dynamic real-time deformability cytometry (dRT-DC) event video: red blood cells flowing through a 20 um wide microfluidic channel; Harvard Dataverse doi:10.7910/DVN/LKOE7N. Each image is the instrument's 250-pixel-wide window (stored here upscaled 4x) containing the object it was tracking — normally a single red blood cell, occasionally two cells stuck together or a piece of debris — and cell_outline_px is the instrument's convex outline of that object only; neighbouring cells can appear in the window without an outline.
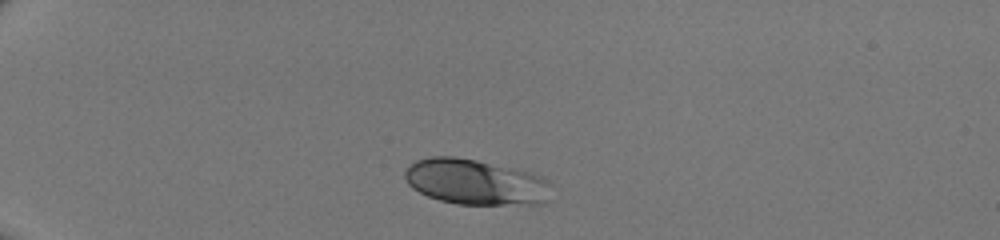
{"species": "human", "species_latin": "Homo sapiens", "temperature_condition": "room temperature", "stored_images_in_passage": 32, "camera_frame_rate_fps": 3000, "um_per_image_px": 0.085, "donor": {"sex": "male"}, "frame": {"image": 1, "passage_image": 1, "time_ms": 0.0, "image_size_px": [1000, 240], "cell_outline_px": [[552, 184], [548, 200], [540, 204], [456, 204], [440, 200], [428, 196], [412, 188], [408, 184], [404, 176], [404, 172], [416, 160], [432, 156], [456, 156], [476, 160], [528, 172], [540, 176], [548, 180]], "centroid_in_image_um": [40.42, 15.47], "position_along_channel_um": 44.6, "area_um2": 38.78}}
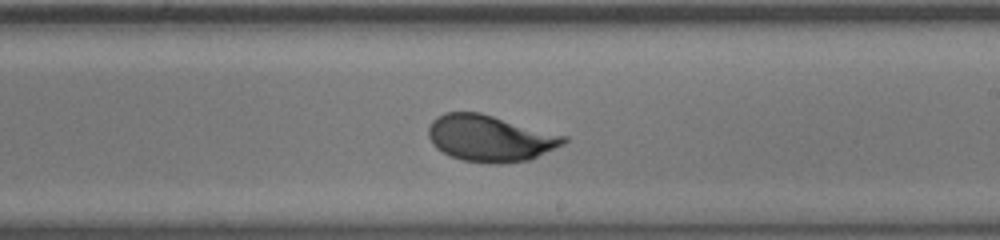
{"frame": {"image": 2, "passage_image": 19, "time_ms": 6.0, "image_size_px": [1000, 240], "cell_outline_px": [[568, 140], [564, 144], [528, 160], [500, 164], [488, 164], [464, 160], [452, 156], [436, 148], [432, 144], [428, 136], [428, 128], [432, 120], [436, 116], [444, 112], [480, 112], [568, 136]], "centroid_in_image_um": [41.65, 11.74], "position_along_channel_um": 247.4, "area_um2": 36.7}}
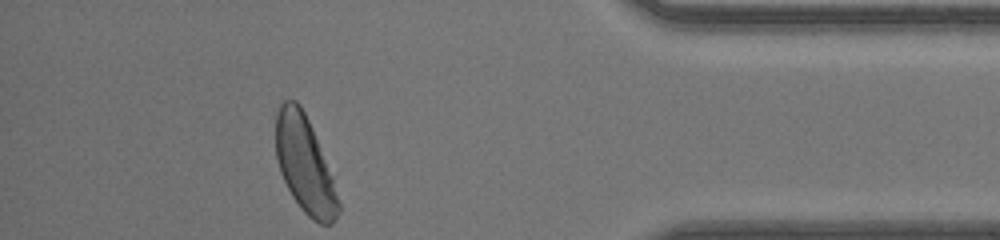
{"frame": {"image": 3, "passage_image": 32, "time_ms": 10.333, "image_size_px": [1000, 240], "cell_outline_px": [[340, 212], [332, 224], [320, 224], [312, 220], [300, 208], [292, 196], [280, 172], [276, 160], [276, 112], [280, 104], [284, 100], [296, 100], [300, 104], [308, 120], [332, 180], [340, 204]], "centroid_in_image_um": [25.87, 14.01], "position_along_channel_um": 409.3, "area_um2": 34.56}}